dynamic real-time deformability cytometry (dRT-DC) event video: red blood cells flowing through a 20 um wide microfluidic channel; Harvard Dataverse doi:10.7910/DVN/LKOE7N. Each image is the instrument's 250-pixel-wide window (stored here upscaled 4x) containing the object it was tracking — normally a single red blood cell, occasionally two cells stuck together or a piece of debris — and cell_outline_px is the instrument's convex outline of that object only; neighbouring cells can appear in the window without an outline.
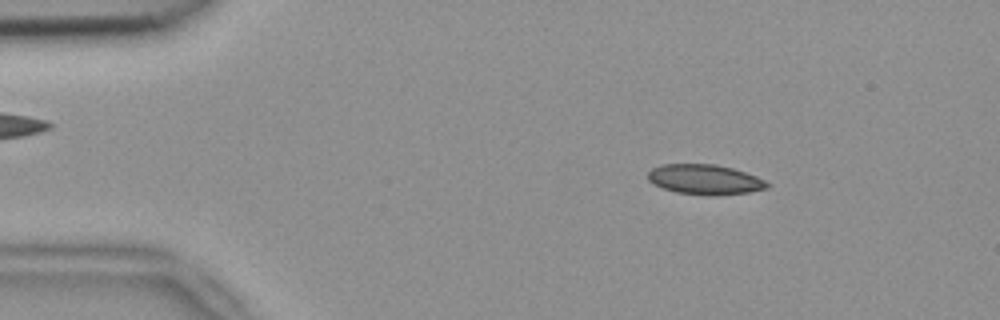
{"species": "common noctule bat (a hibernating species)", "species_latin": "Nyctalus noctula", "temperature_condition": "room temperature", "stored_images_in_passage": 52, "camera_frame_rate_fps": 3000, "um_per_image_px": 0.085, "animal": {"sex": "female", "body_mass_g": 18.4}, "frame": {"image": 1, "passage_image": 7, "time_ms": 2.0, "image_size_px": [1000, 320], "cell_outline_px": [[768, 188], [748, 192], [716, 196], [676, 192], [652, 184], [648, 180], [648, 172], [652, 168], [660, 164], [716, 164], [732, 168], [756, 176], [764, 180], [768, 184]], "centroid_in_image_um": [59.88, 15.25], "position_along_channel_um": 25.1, "area_um2": 20.81}}
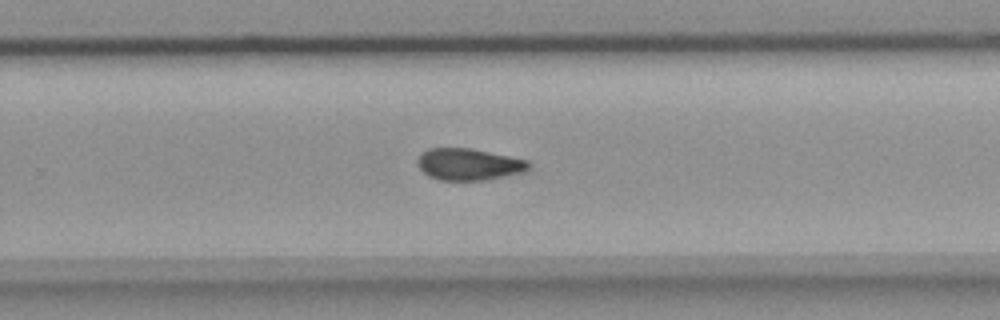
{"frame": {"image": 2, "passage_image": 33, "time_ms": 10.667, "image_size_px": [1000, 320], "cell_outline_px": [[532, 168], [524, 172], [484, 180], [440, 180], [428, 176], [420, 168], [420, 156], [428, 148], [468, 148], [528, 160], [532, 164]], "centroid_in_image_um": [39.91, 13.97], "position_along_channel_um": 289.9, "area_um2": 20.29}}
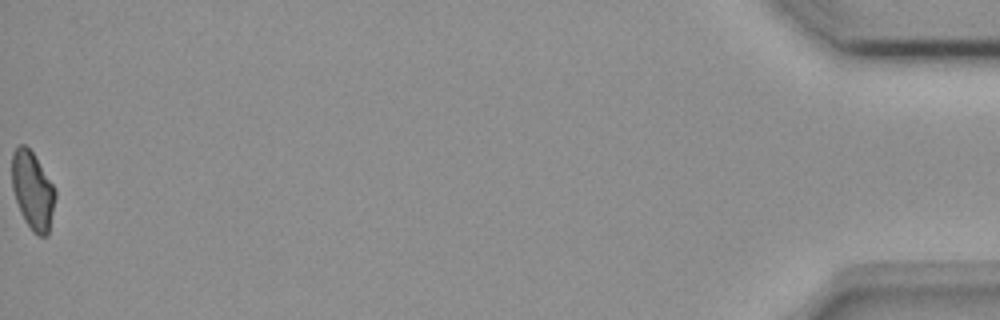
{"frame": {"image": 3, "passage_image": 52, "time_ms": 17.0, "image_size_px": [1000, 320], "cell_outline_px": [[56, 196], [48, 236], [40, 236], [32, 232], [24, 220], [20, 212], [12, 188], [12, 152], [20, 144], [24, 144], [32, 152], [56, 188]], "centroid_in_image_um": [2.78, 16.22], "position_along_channel_um": 432.4, "area_um2": 19.77}, "authors_computed_cell_mechanics": {"area_um2": 20.7791, "velocity_mm_per_s": 3.8316, "shape_relaxation_time_tau1_ms": null, "shape_relaxation_time_tau2_ms": 3.8742, "deformation_change_tau1": null, "deformation_change_tau2": 0.0964}}